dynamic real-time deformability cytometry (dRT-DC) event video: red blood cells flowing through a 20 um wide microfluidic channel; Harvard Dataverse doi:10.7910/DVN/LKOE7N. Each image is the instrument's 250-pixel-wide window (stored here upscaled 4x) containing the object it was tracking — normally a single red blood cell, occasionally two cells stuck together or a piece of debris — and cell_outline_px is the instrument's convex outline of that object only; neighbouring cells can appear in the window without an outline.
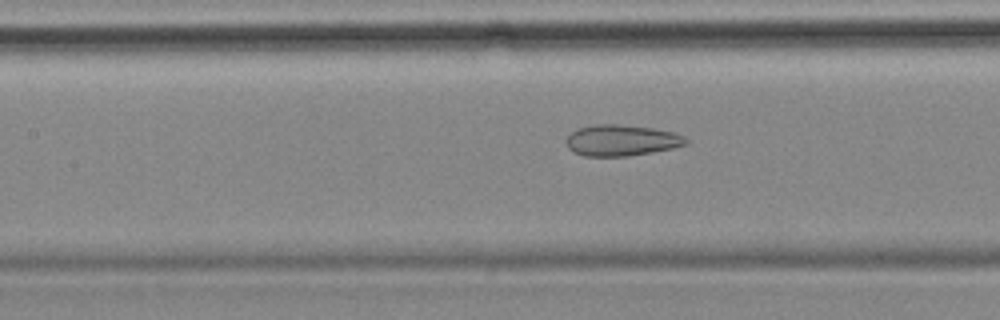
{"species": "common noctule bat (a hibernating species)", "species_latin": "Nyctalus noctula", "temperature_condition": "cold", "stored_images_in_passage": 55, "camera_frame_rate_fps": 3000, "um_per_image_px": 0.085, "animal": {"sex": "female", "body_mass_g": 18.4}, "frame": {"image": 1, "passage_image": 24, "time_ms": 7.667, "image_size_px": [1000, 320], "cell_outline_px": [[688, 144], [672, 148], [652, 152], [628, 156], [584, 156], [572, 152], [568, 148], [564, 140], [572, 132], [580, 128], [596, 124], [620, 124], [652, 128], [676, 132], [684, 136], [688, 140]], "centroid_in_image_um": [52.83, 11.93], "position_along_channel_um": 154.6, "area_um2": 21.85}}
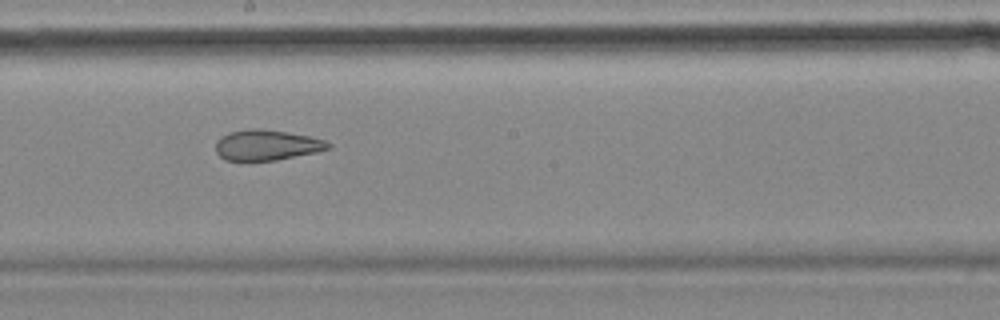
{"frame": {"image": 2, "passage_image": 30, "time_ms": 9.667, "image_size_px": [1000, 320], "cell_outline_px": [[332, 148], [316, 152], [276, 160], [224, 160], [216, 152], [216, 140], [220, 136], [228, 132], [248, 128], [260, 128], [308, 136], [324, 140], [332, 144]], "centroid_in_image_um": [22.65, 12.32], "position_along_channel_um": 225.6, "area_um2": 20.0}}
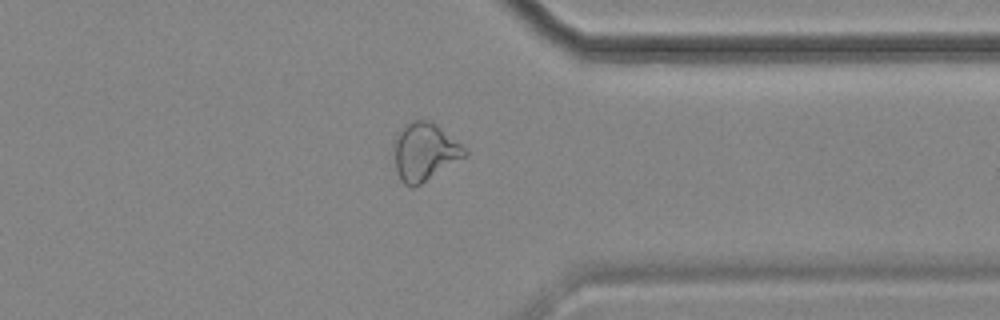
{"frame": {"image": 3, "passage_image": 43, "time_ms": 14.0, "image_size_px": [1000, 320], "cell_outline_px": [[468, 156], [420, 184], [412, 188], [404, 184], [400, 180], [396, 168], [392, 144], [392, 140], [400, 128], [412, 120], [432, 120], [460, 144], [468, 152]], "centroid_in_image_um": [36.06, 12.89], "position_along_channel_um": 375.3, "area_um2": 24.16}, "authors_computed_cell_mechanics": {"area_um2": 26.1256, "velocity_mm_per_s": 3.5655, "shape_relaxation_time_tau1_ms": null, "shape_relaxation_time_tau2_ms": 2.5128, "deformation_change_tau1": null, "deformation_change_tau2": 0.1019}}